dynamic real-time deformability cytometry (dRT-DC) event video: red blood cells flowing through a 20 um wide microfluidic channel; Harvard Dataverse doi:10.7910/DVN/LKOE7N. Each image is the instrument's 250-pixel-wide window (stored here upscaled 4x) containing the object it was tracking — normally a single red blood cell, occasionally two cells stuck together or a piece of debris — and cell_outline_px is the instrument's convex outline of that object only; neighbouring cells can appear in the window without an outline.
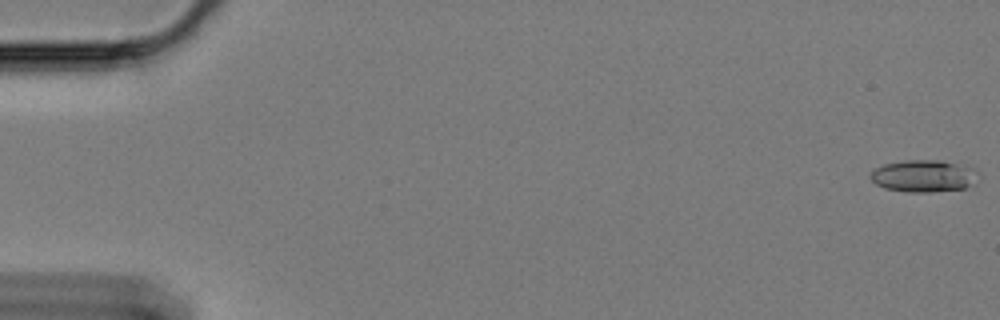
{"species": "Egyptian fruit bat (a non-hibernating species)", "species_latin": "Rousettus aegyptiacus", "temperature_condition": "cold", "stored_images_in_passage": 60, "camera_frame_rate_fps": 3000, "um_per_image_px": 0.085, "animal": {"sex": "female"}, "frame": {"image": 1, "passage_image": 1, "time_ms": 0.0, "image_size_px": [1000, 320], "cell_outline_px": [[980, 172], [964, 188], [932, 192], [908, 192], [884, 188], [876, 184], [868, 176], [876, 168], [884, 164], [904, 160], [940, 160], [968, 164]], "centroid_in_image_um": [78.51, 14.93], "position_along_channel_um": 6.5, "area_um2": 20.23}}
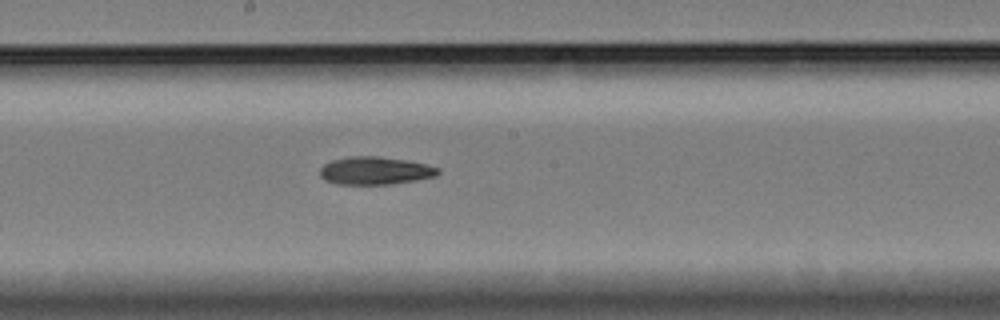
{"frame": {"image": 2, "passage_image": 33, "time_ms": 10.667, "image_size_px": [1000, 320], "cell_outline_px": [[440, 172], [436, 176], [416, 180], [388, 184], [340, 184], [324, 180], [320, 176], [320, 168], [324, 164], [332, 160], [348, 156], [380, 156], [404, 160], [424, 164], [440, 168]], "centroid_in_image_um": [31.86, 14.5], "position_along_channel_um": 216.3, "area_um2": 19.07}}
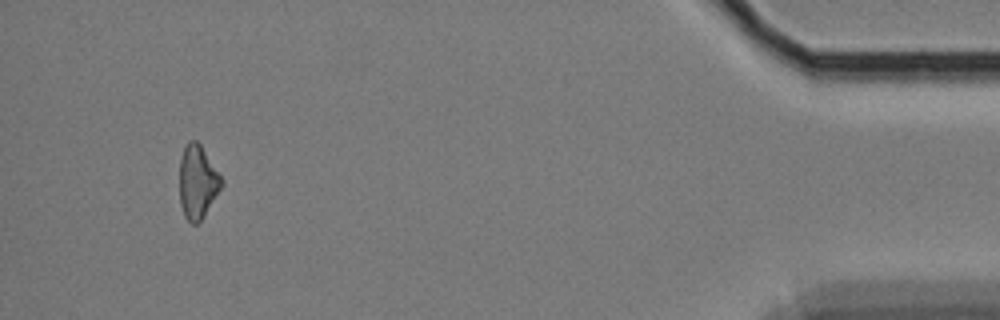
{"frame": {"image": 3, "passage_image": 57, "time_ms": 18.667, "image_size_px": [1000, 320], "cell_outline_px": [[224, 184], [200, 220], [196, 224], [192, 224], [184, 216], [180, 204], [180, 156], [188, 140], [196, 140], [200, 144], [224, 180]], "centroid_in_image_um": [16.79, 15.44], "position_along_channel_um": 418.4, "area_um2": 17.86}}